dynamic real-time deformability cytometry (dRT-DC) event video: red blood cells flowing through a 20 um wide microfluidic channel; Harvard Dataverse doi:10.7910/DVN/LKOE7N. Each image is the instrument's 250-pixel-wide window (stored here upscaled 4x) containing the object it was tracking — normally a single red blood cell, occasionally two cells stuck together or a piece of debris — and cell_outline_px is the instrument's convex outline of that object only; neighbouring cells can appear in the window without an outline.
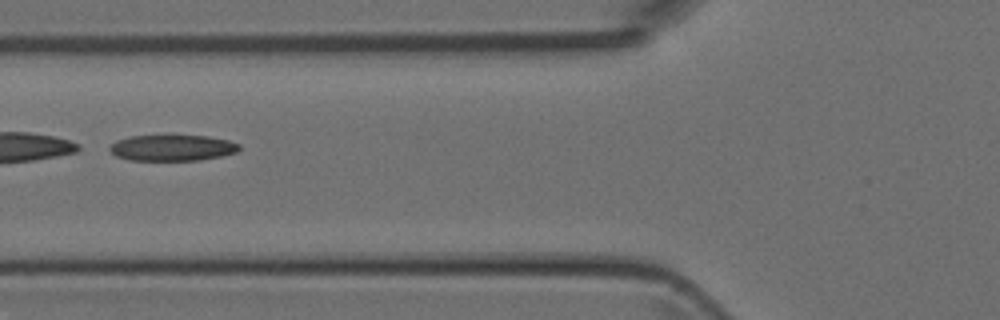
{"species": "Egyptian fruit bat (a non-hibernating species)", "species_latin": "Rousettus aegyptiacus", "temperature_condition": "room temperature", "stored_images_in_passage": 42, "camera_frame_rate_fps": 3000, "um_per_image_px": 0.085, "animal": {"sex": "female"}, "frame": {"image": 1, "passage_image": 13, "time_ms": 4.0, "image_size_px": [1000, 320], "cell_outline_px": [[240, 148], [236, 152], [224, 156], [200, 160], [128, 160], [116, 156], [108, 148], [116, 140], [128, 136], [208, 136], [228, 140], [240, 144]], "centroid_in_image_um": [14.66, 12.57], "position_along_channel_um": 111.1, "area_um2": 19.65}}
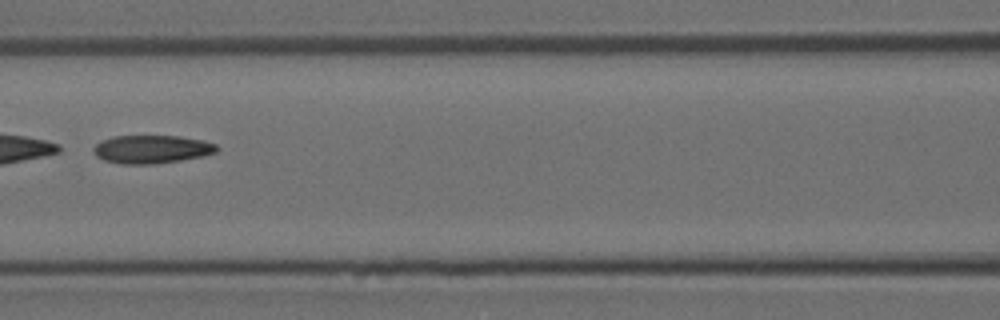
{"frame": {"image": 2, "passage_image": 16, "time_ms": 5.0, "image_size_px": [1000, 320], "cell_outline_px": [[220, 148], [216, 152], [204, 156], [180, 160], [152, 164], [124, 164], [104, 160], [96, 156], [92, 148], [100, 140], [112, 136], [180, 136], [204, 140], [216, 144]], "centroid_in_image_um": [12.9, 12.68], "position_along_channel_um": 153.7, "area_um2": 20.4}}
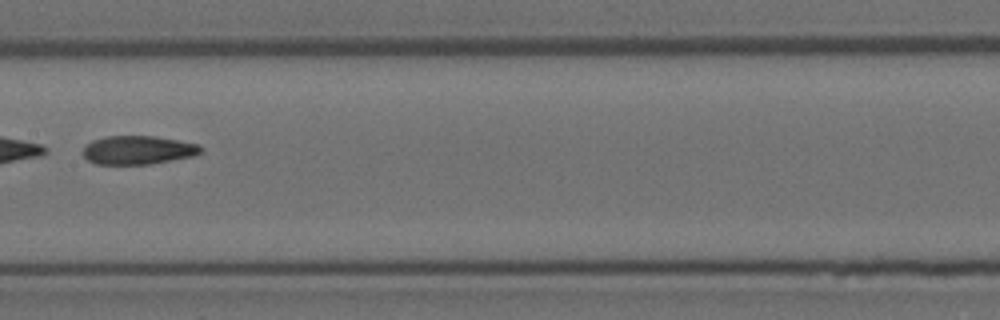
{"frame": {"image": 3, "passage_image": 19, "time_ms": 6.0, "image_size_px": [1000, 320], "cell_outline_px": [[204, 148], [196, 156], [148, 164], [96, 164], [88, 160], [80, 152], [92, 140], [104, 136], [156, 136], [200, 144]], "centroid_in_image_um": [11.75, 12.75], "position_along_channel_um": 195.7, "area_um2": 19.83}}